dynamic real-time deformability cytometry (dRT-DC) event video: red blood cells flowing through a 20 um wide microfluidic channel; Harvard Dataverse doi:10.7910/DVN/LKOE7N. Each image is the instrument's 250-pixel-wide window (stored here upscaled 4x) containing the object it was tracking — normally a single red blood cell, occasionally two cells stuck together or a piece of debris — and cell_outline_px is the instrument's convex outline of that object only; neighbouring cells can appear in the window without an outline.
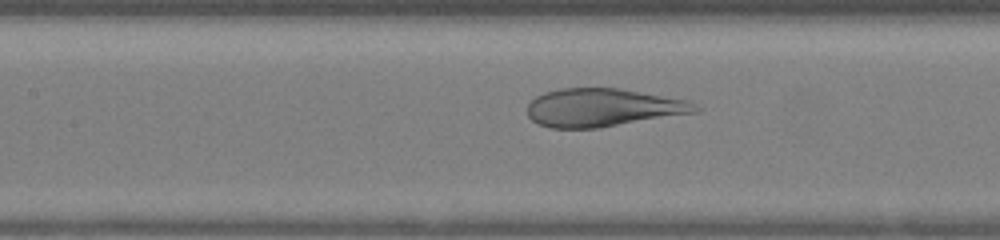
{"species": "human", "species_latin": "Homo sapiens", "temperature_condition": "warm", "stored_images_in_passage": 29, "camera_frame_rate_fps": 3000, "um_per_image_px": 0.085, "donor": {"sex": "female"}, "frame": {"image": 1, "passage_image": 10, "time_ms": 3.0, "image_size_px": [1000, 240], "cell_outline_px": [[704, 108], [700, 112], [600, 128], [552, 128], [536, 124], [528, 116], [528, 104], [536, 96], [544, 92], [560, 88], [620, 88], [688, 100]], "centroid_in_image_um": [51.29, 9.15], "position_along_channel_um": 156.1, "area_um2": 37.8}}
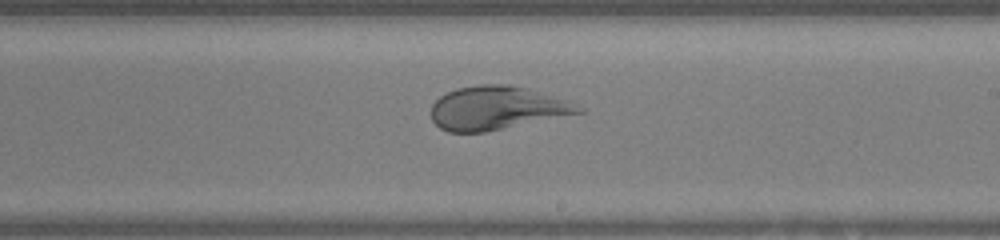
{"frame": {"image": 2, "passage_image": 16, "time_ms": 5.0, "image_size_px": [1000, 240], "cell_outline_px": [[588, 108], [584, 112], [484, 132], [448, 132], [440, 128], [432, 120], [432, 104], [440, 96], [456, 88], [480, 84], [508, 84], [524, 88]], "centroid_in_image_um": [42.18, 9.19], "position_along_channel_um": 246.8, "area_um2": 36.76}}
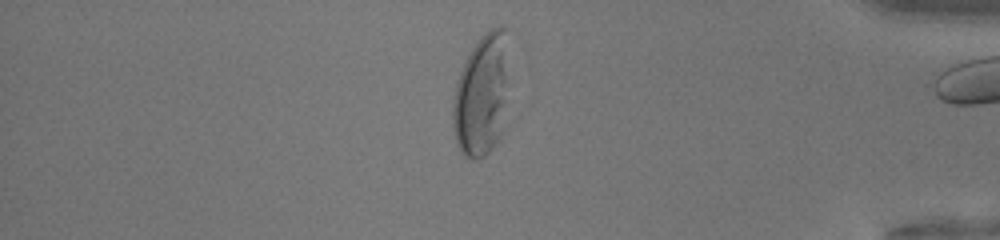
{"frame": {"image": 3, "passage_image": 28, "time_ms": 9.0, "image_size_px": [1000, 240], "cell_outline_px": [[508, 100], [504, 128], [500, 140], [484, 156], [476, 160], [472, 160], [464, 156], [456, 140], [452, 124], [452, 100], [456, 84], [460, 72], [472, 48], [480, 36], [484, 32], [500, 24], [504, 28]], "centroid_in_image_um": [40.94, 8.16], "position_along_channel_um": 394.3, "area_um2": 40.17}}